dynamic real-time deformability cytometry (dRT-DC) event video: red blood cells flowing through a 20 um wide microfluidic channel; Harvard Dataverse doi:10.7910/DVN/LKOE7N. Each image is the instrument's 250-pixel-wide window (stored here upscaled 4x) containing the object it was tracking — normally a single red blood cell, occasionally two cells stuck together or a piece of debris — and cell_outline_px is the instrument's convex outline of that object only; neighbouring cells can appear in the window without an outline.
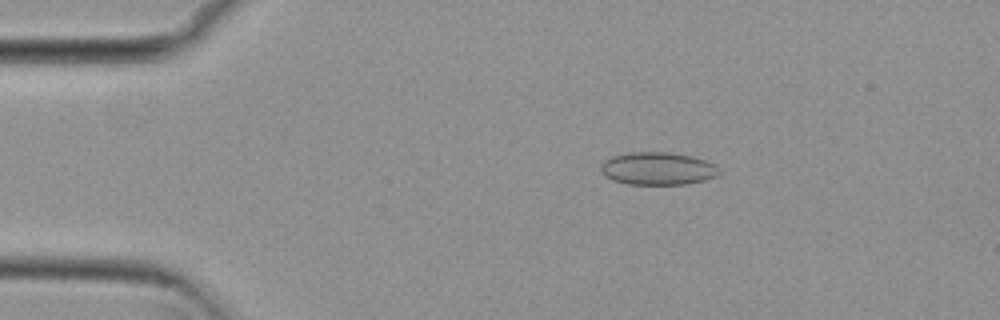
{"species": "common noctule bat (a hibernating species)", "species_latin": "Nyctalus noctula", "temperature_condition": "cold", "stored_images_in_passage": 53, "camera_frame_rate_fps": 3000, "um_per_image_px": 0.085, "animal": {"sex": "female", "body_mass_g": 29.2, "forearm_length_mm": 56.3}, "frame": {"image": 1, "passage_image": 9, "time_ms": 2.667, "image_size_px": [1000, 320], "cell_outline_px": [[720, 172], [716, 176], [704, 180], [688, 184], [628, 184], [612, 180], [604, 176], [600, 168], [600, 164], [604, 160], [612, 156], [628, 152], [668, 152], [692, 156], [716, 164]], "centroid_in_image_um": [55.88, 14.32], "position_along_channel_um": 29.1, "area_um2": 22.72}}
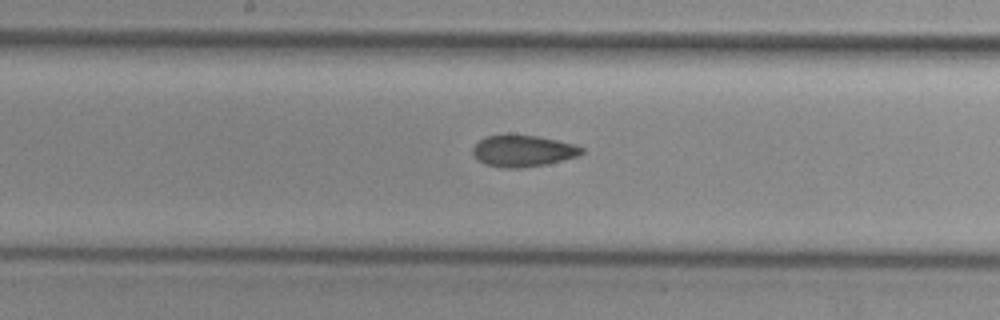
{"frame": {"image": 2, "passage_image": 27, "time_ms": 8.667, "image_size_px": [1000, 320], "cell_outline_px": [[584, 152], [580, 156], [544, 164], [520, 168], [504, 168], [484, 164], [472, 152], [472, 148], [484, 136], [536, 136], [556, 140], [572, 144], [584, 148]], "centroid_in_image_um": [44.47, 12.84], "position_along_channel_um": 203.7, "area_um2": 19.54}}
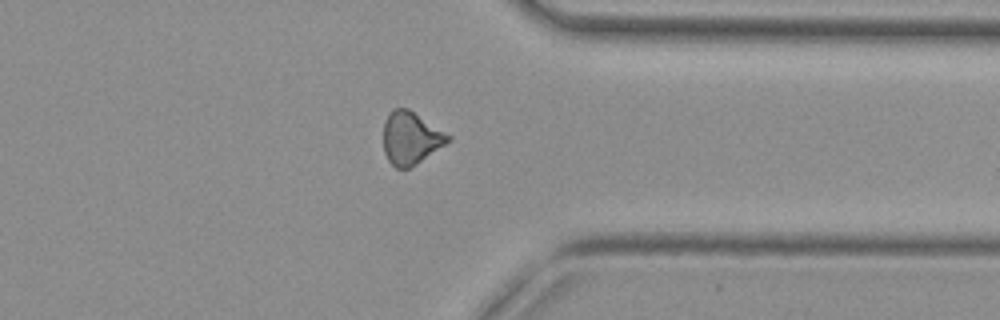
{"frame": {"image": 3, "passage_image": 41, "time_ms": 13.333, "image_size_px": [1000, 320], "cell_outline_px": [[452, 140], [416, 164], [408, 168], [396, 168], [388, 160], [384, 152], [384, 120], [392, 108], [408, 108], [452, 136]], "centroid_in_image_um": [34.92, 11.72], "position_along_channel_um": 376.5, "area_um2": 19.83}, "authors_computed_cell_mechanics": {"area_um2": 20.23, "velocity_mm_per_s": 3.8249, "shape_relaxation_time_tau1_ms": null, "shape_relaxation_time_tau2_ms": 3.2782, "deformation_change_tau1": null, "deformation_change_tau2": 0.0925}}